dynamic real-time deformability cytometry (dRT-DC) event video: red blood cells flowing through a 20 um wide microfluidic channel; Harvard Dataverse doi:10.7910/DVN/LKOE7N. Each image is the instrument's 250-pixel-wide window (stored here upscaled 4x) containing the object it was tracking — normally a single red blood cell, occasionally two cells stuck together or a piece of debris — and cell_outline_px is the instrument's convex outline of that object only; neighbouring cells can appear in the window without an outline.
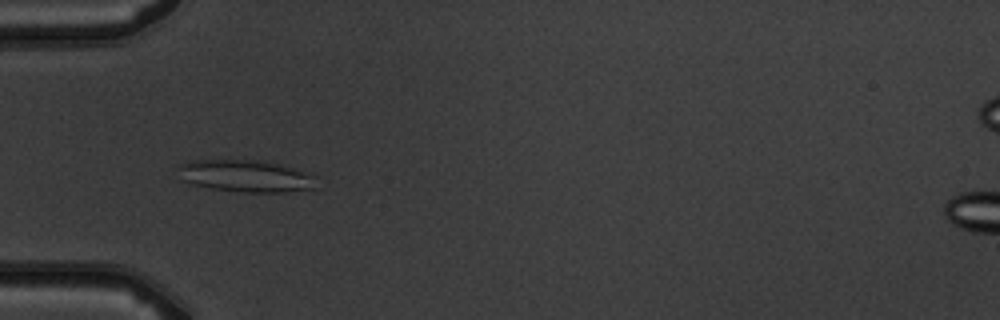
{"species": "common noctule bat (a hibernating species)", "species_latin": "Nyctalus noctula", "temperature_condition": "warm", "stored_images_in_passage": 7, "camera_frame_rate_fps": 3000, "um_per_image_px": 0.085, "animal": {"sex": "male", "body_mass_g": 19.5, "forearm_length_mm": 54.6}, "frame": {"image": 1, "passage_image": 3, "time_ms": 2.333, "image_size_px": [1000, 320], "cell_outline_px": [[316, 176], [312, 188], [284, 192], [244, 192], [212, 188], [192, 184], [180, 180], [176, 168], [176, 164], [192, 160], [256, 160], [280, 164]], "centroid_in_image_um": [20.77, 14.95], "position_along_channel_um": 64.2, "area_um2": 25.78}}
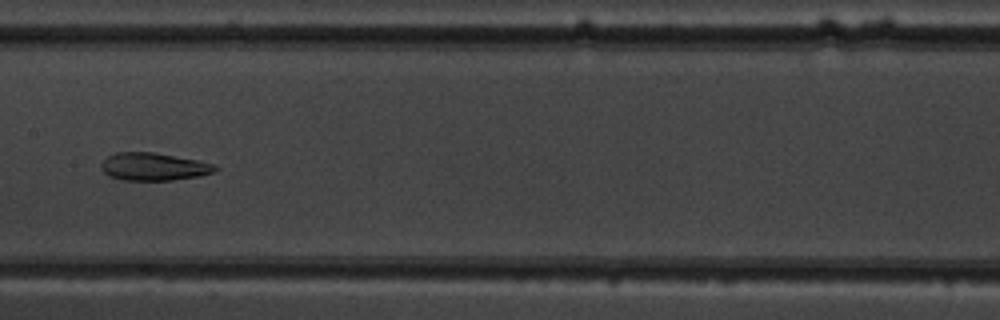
{"frame": {"image": 2, "passage_image": 6, "time_ms": 5.667, "image_size_px": [1000, 320], "cell_outline_px": [[220, 168], [212, 172], [200, 176], [172, 180], [120, 180], [108, 176], [100, 168], [100, 164], [108, 156], [116, 152], [152, 152], [200, 160], [216, 164]], "centroid_in_image_um": [13.07, 14.17], "position_along_channel_um": 194.3, "area_um2": 18.61}}
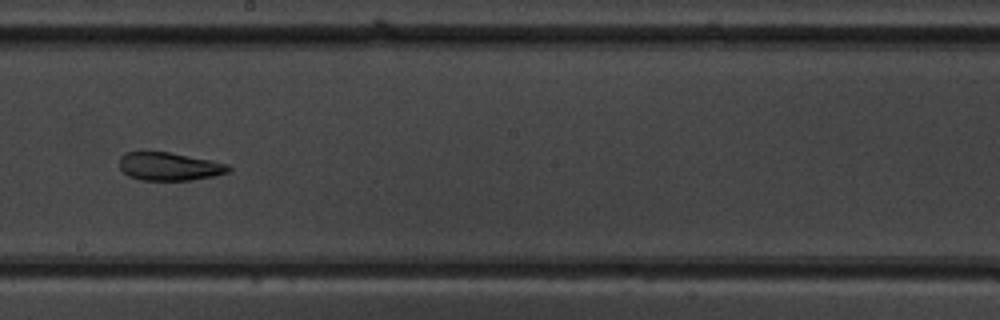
{"frame": {"image": 3, "passage_image": 7, "time_ms": 6.667, "image_size_px": [1000, 320], "cell_outline_px": [[232, 168], [228, 172], [216, 176], [192, 180], [140, 180], [128, 176], [120, 168], [120, 156], [124, 152], [168, 152], [212, 160], [228, 164]], "centroid_in_image_um": [14.41, 14.15], "position_along_channel_um": 233.8, "area_um2": 17.98}}